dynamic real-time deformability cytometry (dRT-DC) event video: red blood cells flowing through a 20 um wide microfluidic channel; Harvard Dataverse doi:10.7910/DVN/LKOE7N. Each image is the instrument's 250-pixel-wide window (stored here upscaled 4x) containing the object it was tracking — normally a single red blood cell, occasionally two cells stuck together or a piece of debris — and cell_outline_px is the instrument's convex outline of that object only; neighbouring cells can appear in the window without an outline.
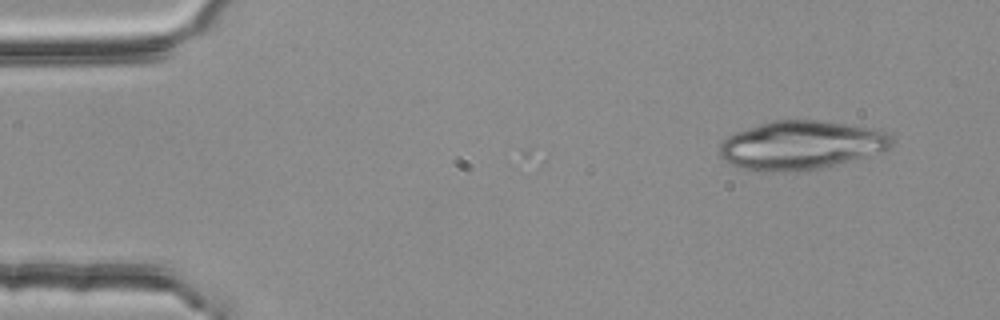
{"species": "common noctule bat (a hibernating species)", "species_latin": "Nyctalus noctula", "temperature_condition": "room temperature", "stored_images_in_passage": 3, "camera_frame_rate_fps": 3000, "um_per_image_px": 0.085, "animal": {"sex": "female", "body_mass_g": 25.1}, "frame": {"image": 1, "passage_image": 1, "time_ms": 0.0, "image_size_px": [1000, 320], "cell_outline_px": [[892, 144], [888, 148], [880, 152], [868, 156], [820, 168], [796, 172], [760, 172], [744, 168], [732, 164], [724, 160], [720, 156], [720, 144], [728, 136], [736, 132], [760, 124], [776, 120], [816, 120], [876, 128], [888, 132], [892, 136]], "centroid_in_image_um": [68.11, 12.35], "position_along_channel_um": 16.9, "area_um2": 48.9}}